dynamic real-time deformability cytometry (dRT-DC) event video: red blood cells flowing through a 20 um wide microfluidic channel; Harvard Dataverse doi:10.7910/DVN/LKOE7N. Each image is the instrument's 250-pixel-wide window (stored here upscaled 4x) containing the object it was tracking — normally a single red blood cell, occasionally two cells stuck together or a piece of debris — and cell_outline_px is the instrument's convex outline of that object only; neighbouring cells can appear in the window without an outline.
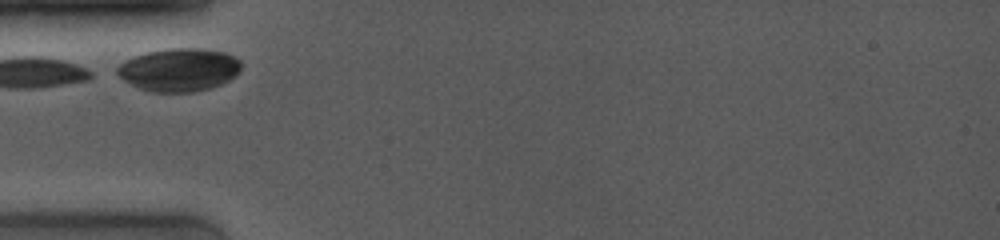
{"species": "common noctule bat (a hibernating species)", "species_latin": "Nyctalus noctula", "temperature_condition": "room temperature", "stored_images_in_passage": 36, "camera_frame_rate_fps": 4000, "um_per_image_px": 0.085, "animal": {"sex": "female", "body_mass_g": 19.0, "forearm_length_mm": 53.3}, "frame": {"image": 1, "passage_image": 1, "time_ms": 0.0, "image_size_px": [1000, 240], "cell_outline_px": [[240, 72], [236, 76], [212, 88], [192, 92], [152, 92], [140, 88], [124, 80], [116, 72], [116, 68], [120, 64], [136, 56], [148, 52], [168, 48], [200, 48], [224, 52], [236, 56], [240, 60]], "centroid_in_image_um": [15.27, 5.93], "position_along_channel_um": 69.7, "area_um2": 30.98}}